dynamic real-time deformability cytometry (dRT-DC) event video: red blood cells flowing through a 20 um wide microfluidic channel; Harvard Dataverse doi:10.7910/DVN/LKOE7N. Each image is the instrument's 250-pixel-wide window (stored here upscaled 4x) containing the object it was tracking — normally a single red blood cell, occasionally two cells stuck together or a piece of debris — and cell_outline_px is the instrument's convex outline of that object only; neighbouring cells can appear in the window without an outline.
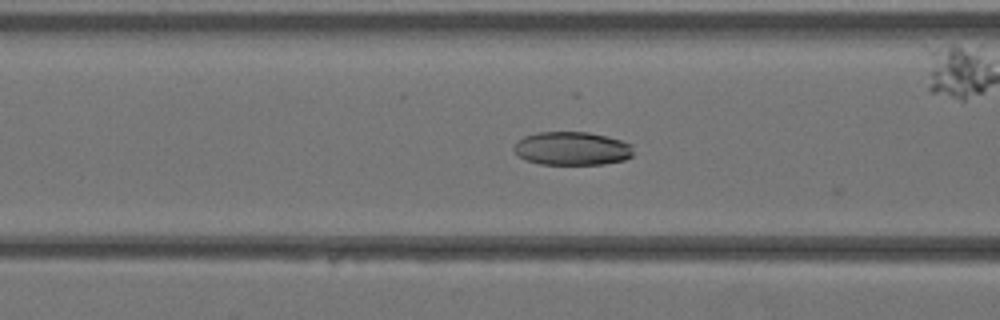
{"species": "Egyptian fruit bat (a non-hibernating species)", "species_latin": "Rousettus aegyptiacus", "temperature_condition": "warm", "stored_images_in_passage": 17, "camera_frame_rate_fps": 3000, "um_per_image_px": 0.085, "animal": {"sex": "female"}, "frame": {"image": 1, "passage_image": 16, "time_ms": 5.0, "image_size_px": [1000, 320], "cell_outline_px": [[632, 156], [624, 160], [604, 164], [540, 164], [528, 160], [520, 156], [512, 148], [524, 136], [536, 132], [588, 132], [608, 136], [632, 144]], "centroid_in_image_um": [48.65, 12.61], "position_along_channel_um": 118.0, "area_um2": 23.18}}